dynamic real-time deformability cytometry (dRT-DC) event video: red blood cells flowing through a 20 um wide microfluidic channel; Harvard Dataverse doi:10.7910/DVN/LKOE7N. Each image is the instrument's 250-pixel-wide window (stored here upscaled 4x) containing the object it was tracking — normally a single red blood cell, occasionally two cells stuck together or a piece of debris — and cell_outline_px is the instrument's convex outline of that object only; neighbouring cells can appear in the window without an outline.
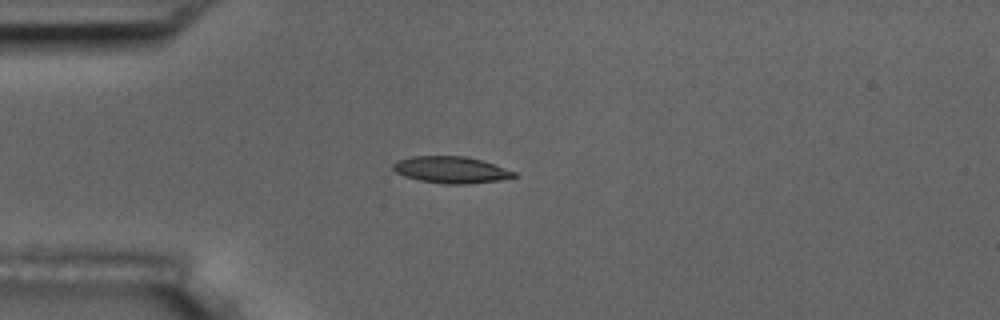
{"species": "common noctule bat (a hibernating species)", "species_latin": "Nyctalus noctula", "temperature_condition": "room temperature", "stored_images_in_passage": 4, "camera_frame_rate_fps": 3000, "um_per_image_px": 0.085, "animal": {"sex": "male", "body_mass_g": 17.5, "forearm_length_mm": 52.3}, "frame": {"image": 1, "passage_image": 4, "time_ms": 3.667, "image_size_px": [1000, 320], "cell_outline_px": [[516, 176], [500, 180], [464, 184], [444, 184], [420, 180], [404, 176], [396, 172], [392, 168], [392, 164], [396, 160], [412, 156], [464, 156], [484, 160], [516, 172]], "centroid_in_image_um": [38.32, 14.42], "position_along_channel_um": 46.7, "area_um2": 18.84}}